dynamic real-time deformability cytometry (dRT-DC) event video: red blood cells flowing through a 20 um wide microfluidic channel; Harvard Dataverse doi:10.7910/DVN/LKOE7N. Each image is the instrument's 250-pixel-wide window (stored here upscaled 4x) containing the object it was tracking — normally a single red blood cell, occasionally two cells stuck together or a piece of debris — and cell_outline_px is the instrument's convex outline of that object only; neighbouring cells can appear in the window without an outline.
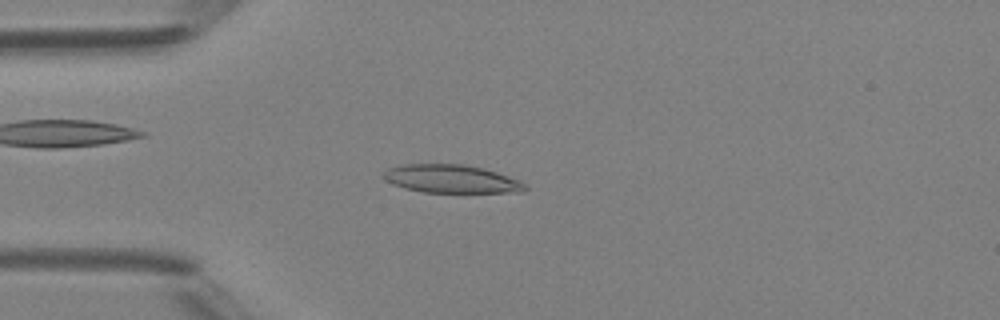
{"species": "Egyptian fruit bat (a non-hibernating species)", "species_latin": "Rousettus aegyptiacus", "temperature_condition": "room temperature", "stored_images_in_passage": 47, "camera_frame_rate_fps": 3000, "um_per_image_px": 0.085, "animal": {"sex": "female"}, "frame": {"image": 1, "passage_image": 12, "time_ms": 3.667, "image_size_px": [1000, 320], "cell_outline_px": [[528, 188], [524, 192], [424, 192], [404, 188], [392, 184], [384, 180], [384, 172], [388, 168], [400, 164], [464, 164], [484, 168], [520, 180], [528, 184]], "centroid_in_image_um": [38.38, 15.2], "position_along_channel_um": 46.6, "area_um2": 23.41}}
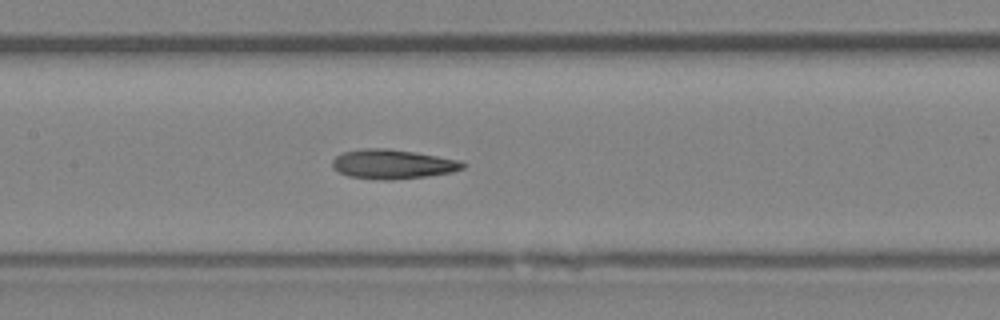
{"frame": {"image": 2, "passage_image": 22, "time_ms": 7.0, "image_size_px": [1000, 320], "cell_outline_px": [[464, 168], [452, 172], [424, 176], [388, 180], [384, 180], [348, 176], [340, 172], [332, 164], [332, 160], [336, 156], [344, 152], [364, 148], [388, 148], [416, 152], [460, 160], [464, 164]], "centroid_in_image_um": [33.38, 13.94], "position_along_channel_um": 174.0, "area_um2": 22.08}}
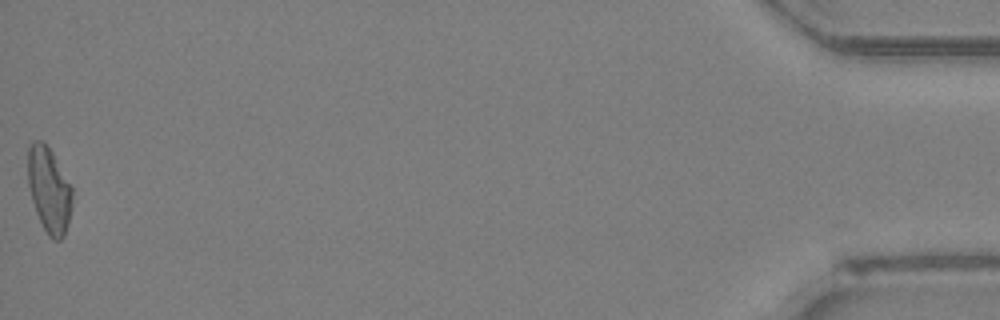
{"frame": {"image": 3, "passage_image": 47, "time_ms": 15.333, "image_size_px": [1000, 320], "cell_outline_px": [[72, 204], [64, 236], [60, 240], [52, 240], [48, 236], [36, 212], [32, 200], [28, 184], [28, 144], [32, 140], [44, 140], [52, 152], [72, 188]], "centroid_in_image_um": [4.15, 16.11], "position_along_channel_um": 431.0, "area_um2": 22.02}, "authors_computed_cell_mechanics": {"area_um2": 22.1952, "velocity_mm_per_s": 4.2979, "shape_relaxation_time_tau1_ms": null, "shape_relaxation_time_tau2_ms": 4.6167, "deformation_change_tau1": null, "deformation_change_tau2": 0.1461}}